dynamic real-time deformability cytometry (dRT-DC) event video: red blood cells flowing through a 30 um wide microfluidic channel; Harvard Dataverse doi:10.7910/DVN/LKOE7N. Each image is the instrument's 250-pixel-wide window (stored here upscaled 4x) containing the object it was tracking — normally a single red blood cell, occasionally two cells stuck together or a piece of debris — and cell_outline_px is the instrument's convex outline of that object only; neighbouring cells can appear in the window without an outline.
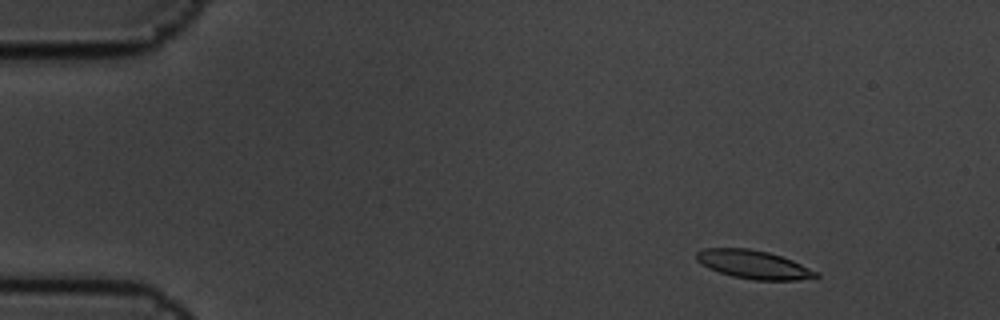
{"species": "common noctule bat (a hibernating species)", "species_latin": "Nyctalus noctula", "temperature_condition": "cold", "stored_images_in_passage": 5, "camera_frame_rate_fps": 3000, "um_per_image_px": 0.085, "animal": {"sex": "male", "body_mass_g": 19.5, "forearm_length_mm": 54.6}, "frame": {"image": 1, "passage_image": 2, "time_ms": 0.333, "image_size_px": [1000, 320], "cell_outline_px": [[820, 276], [796, 280], [752, 280], [732, 276], [708, 268], [696, 260], [696, 252], [704, 248], [748, 248], [768, 252], [792, 260], [820, 272]], "centroid_in_image_um": [64.06, 22.48], "position_along_channel_um": 20.9, "area_um2": 19.83}}
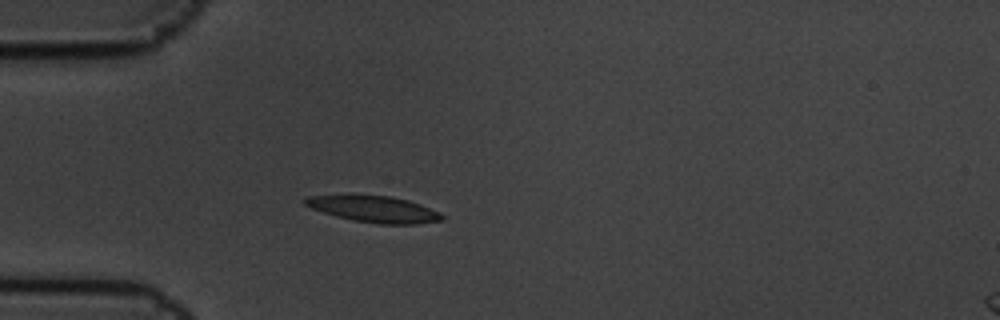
{"frame": {"image": 2, "passage_image": 4, "time_ms": 1.0, "image_size_px": [1000, 320], "cell_outline_px": [[444, 220], [416, 224], [380, 224], [352, 220], [336, 216], [312, 208], [304, 204], [304, 200], [308, 196], [392, 196], [408, 200], [420, 204], [440, 212], [444, 216]], "centroid_in_image_um": [31.87, 17.79], "position_along_channel_um": 53.1, "area_um2": 20.63}}